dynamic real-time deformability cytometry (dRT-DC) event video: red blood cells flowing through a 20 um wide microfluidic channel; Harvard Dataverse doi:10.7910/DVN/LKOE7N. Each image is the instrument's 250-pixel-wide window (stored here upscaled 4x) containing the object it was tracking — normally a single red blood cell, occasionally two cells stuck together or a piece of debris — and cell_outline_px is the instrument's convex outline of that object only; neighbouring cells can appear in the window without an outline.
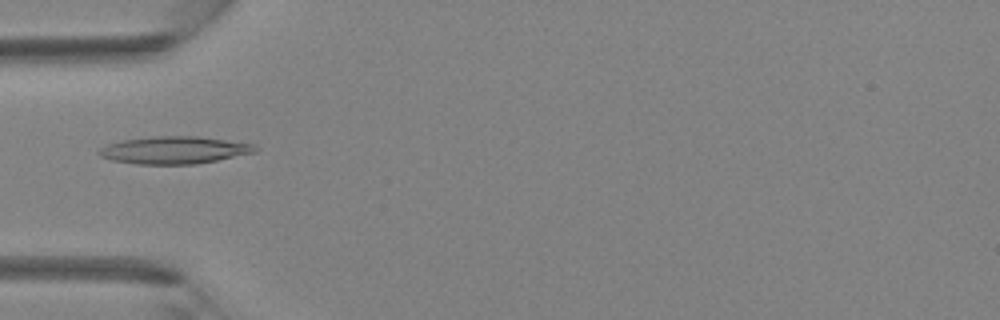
{"species": "Egyptian fruit bat (a non-hibernating species)", "species_latin": "Rousettus aegyptiacus", "temperature_condition": "room temperature", "stored_images_in_passage": 43, "camera_frame_rate_fps": 3000, "um_per_image_px": 0.085, "animal": {"sex": "female"}, "frame": {"image": 1, "passage_image": 14, "time_ms": 4.333, "image_size_px": [1000, 320], "cell_outline_px": [[260, 148], [256, 152], [196, 164], [140, 164], [112, 160], [100, 156], [96, 152], [100, 148], [108, 144], [120, 140], [156, 136], [196, 136], [252, 144]], "centroid_in_image_um": [14.78, 12.76], "position_along_channel_um": 70.2, "area_um2": 24.74}}
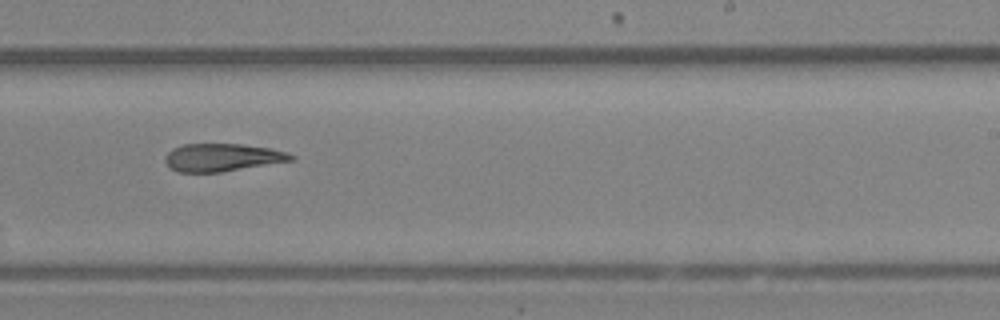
{"frame": {"image": 2, "passage_image": 27, "time_ms": 8.667, "image_size_px": [1000, 320], "cell_outline_px": [[296, 156], [292, 160], [220, 172], [176, 172], [164, 160], [164, 156], [172, 148], [184, 144], [240, 144], [268, 148], [288, 152]], "centroid_in_image_um": [18.86, 13.38], "position_along_channel_um": 270.1, "area_um2": 20.17}}
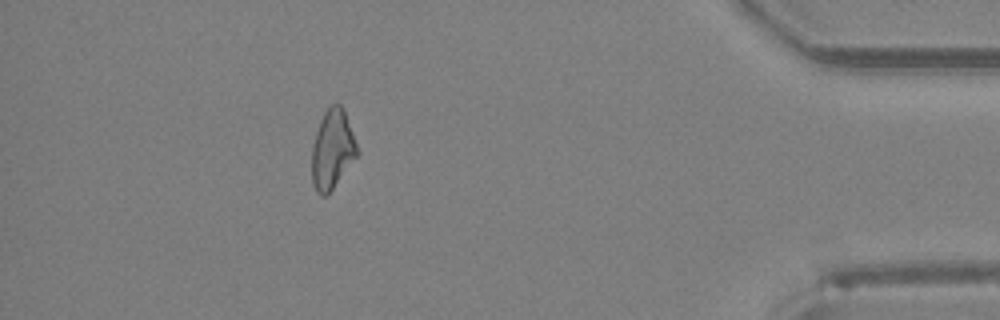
{"frame": {"image": 3, "passage_image": 39, "time_ms": 12.667, "image_size_px": [1000, 320], "cell_outline_px": [[360, 152], [332, 188], [324, 196], [320, 196], [316, 192], [312, 184], [312, 144], [320, 120], [324, 112], [332, 104], [340, 104], [344, 112]], "centroid_in_image_um": [28.23, 12.71], "position_along_channel_um": 407.0, "area_um2": 20.58}}